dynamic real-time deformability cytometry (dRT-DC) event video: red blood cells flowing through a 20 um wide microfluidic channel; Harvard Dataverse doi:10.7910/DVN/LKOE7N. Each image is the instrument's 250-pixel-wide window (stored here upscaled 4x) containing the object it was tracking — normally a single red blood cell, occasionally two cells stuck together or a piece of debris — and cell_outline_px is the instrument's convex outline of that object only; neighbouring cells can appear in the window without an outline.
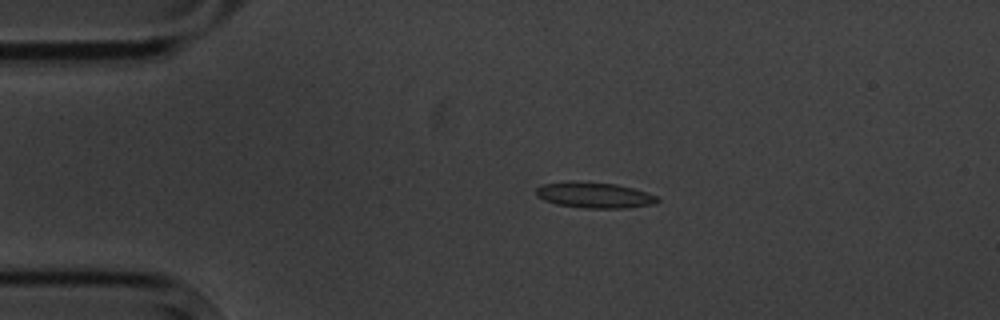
{"species": "common noctule bat (a hibernating species)", "species_latin": "Nyctalus noctula", "temperature_condition": "cold", "stored_images_in_passage": 4, "camera_frame_rate_fps": 3000, "um_per_image_px": 0.085, "animal": {"sex": "male", "body_mass_g": 20.1, "forearm_length_mm": 53.5}, "frame": {"image": 1, "passage_image": 3, "time_ms": 2.667, "image_size_px": [1000, 320], "cell_outline_px": [[660, 200], [656, 204], [628, 208], [584, 208], [556, 204], [544, 200], [536, 196], [536, 188], [544, 184], [568, 180], [572, 180], [616, 184], [648, 192], [656, 196]], "centroid_in_image_um": [50.52, 16.58], "position_along_channel_um": 34.5, "area_um2": 18.5}}